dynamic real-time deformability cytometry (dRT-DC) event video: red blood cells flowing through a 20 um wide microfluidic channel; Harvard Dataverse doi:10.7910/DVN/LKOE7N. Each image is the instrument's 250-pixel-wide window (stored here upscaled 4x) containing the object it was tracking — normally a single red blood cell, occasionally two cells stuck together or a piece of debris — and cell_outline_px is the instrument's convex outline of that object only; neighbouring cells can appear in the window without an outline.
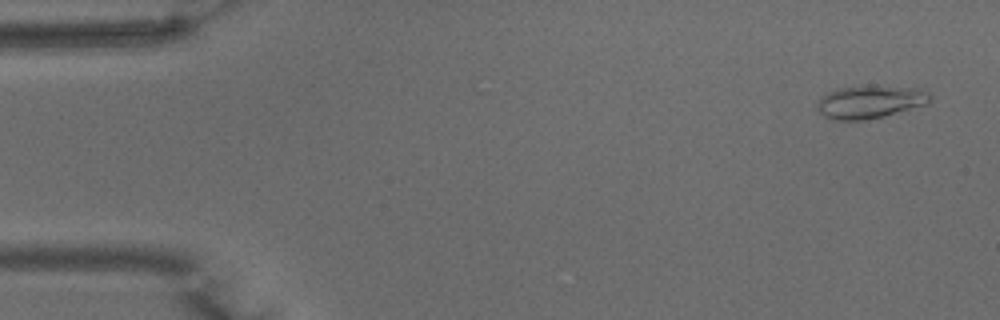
{"species": "common noctule bat (a hibernating species)", "species_latin": "Nyctalus noctula", "temperature_condition": "warm", "stored_images_in_passage": 51, "camera_frame_rate_fps": 3000, "um_per_image_px": 0.085, "animal": {"sex": "male", "body_mass_g": 15.6}, "frame": {"image": 1, "passage_image": 3, "time_ms": 0.667, "image_size_px": [1000, 320], "cell_outline_px": [[932, 100], [928, 104], [884, 116], [864, 120], [828, 120], [816, 108], [816, 104], [820, 96], [828, 92], [840, 88], [872, 84], [920, 88], [928, 92], [932, 96]], "centroid_in_image_um": [73.96, 8.64], "position_along_channel_um": 11.0, "area_um2": 22.31}}
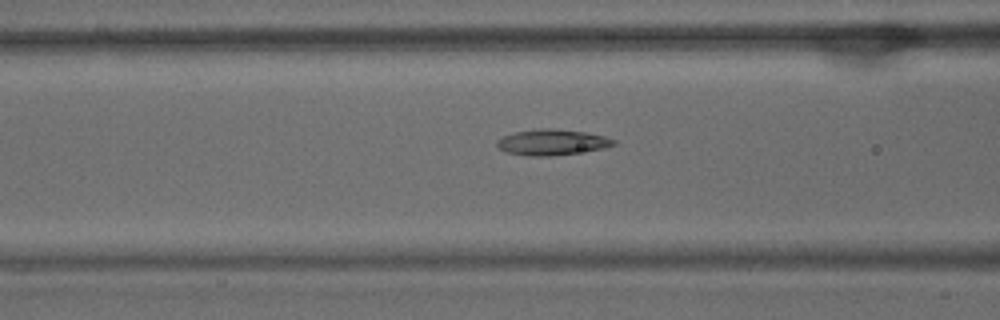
{"frame": {"image": 2, "passage_image": 20, "time_ms": 6.333, "image_size_px": [1000, 320], "cell_outline_px": [[616, 144], [604, 148], [552, 156], [524, 156], [504, 152], [496, 144], [496, 140], [504, 136], [516, 132], [540, 128], [552, 128], [584, 132], [604, 136], [616, 140]], "centroid_in_image_um": [46.9, 12.1], "position_along_channel_um": 119.7, "area_um2": 17.51}}
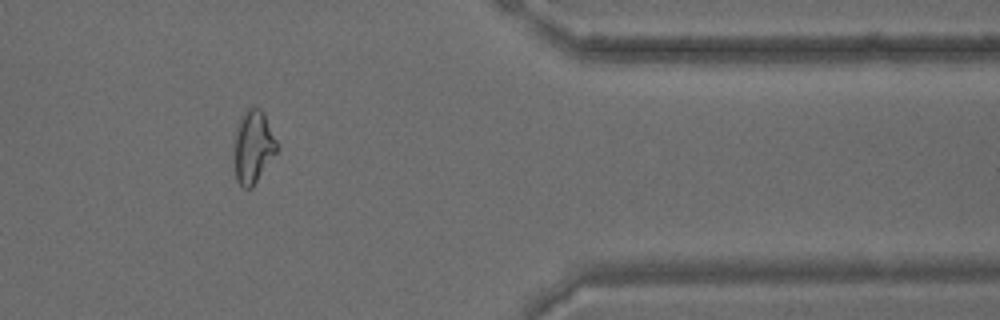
{"frame": {"image": 3, "passage_image": 42, "time_ms": 13.667, "image_size_px": [1000, 320], "cell_outline_px": [[280, 148], [252, 188], [244, 188], [236, 180], [236, 128], [240, 116], [252, 104], [260, 108], [264, 112], [280, 144]], "centroid_in_image_um": [21.59, 12.42], "position_along_channel_um": 389.8, "area_um2": 18.32}, "authors_computed_cell_mechanics": {"area_um2": 18.1492, "velocity_mm_per_s": 3.9909, "shape_relaxation_time_tau1_ms": 10.0064, "shape_relaxation_time_tau2_ms": 2.8983, "deformation_change_tau1": 0.2612, "deformation_change_tau2": 0.1012}}